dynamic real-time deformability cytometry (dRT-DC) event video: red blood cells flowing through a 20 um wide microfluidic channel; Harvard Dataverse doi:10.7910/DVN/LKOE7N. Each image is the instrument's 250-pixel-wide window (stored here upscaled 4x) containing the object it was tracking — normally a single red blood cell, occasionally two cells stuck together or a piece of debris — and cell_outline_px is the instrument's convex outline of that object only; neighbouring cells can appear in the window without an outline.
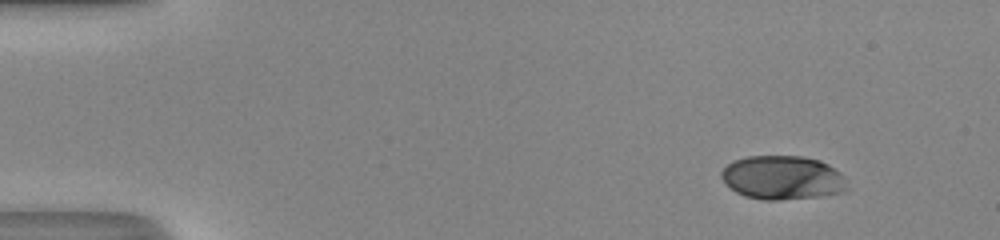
{"species": "human", "species_latin": "Homo sapiens", "temperature_condition": "room temperature", "stored_images_in_passage": 46, "camera_frame_rate_fps": 3000, "um_per_image_px": 0.085, "donor": {"sex": "male"}, "frame": {"image": 1, "passage_image": 1, "time_ms": 0.0, "image_size_px": [1000, 240], "cell_outline_px": [[848, 188], [844, 192], [820, 196], [780, 200], [764, 200], [744, 196], [736, 192], [720, 176], [720, 172], [732, 160], [748, 156], [804, 156], [820, 160], [828, 164], [840, 172], [844, 176]], "centroid_in_image_um": [66.53, 15.09], "position_along_channel_um": 18.5, "area_um2": 32.31}}
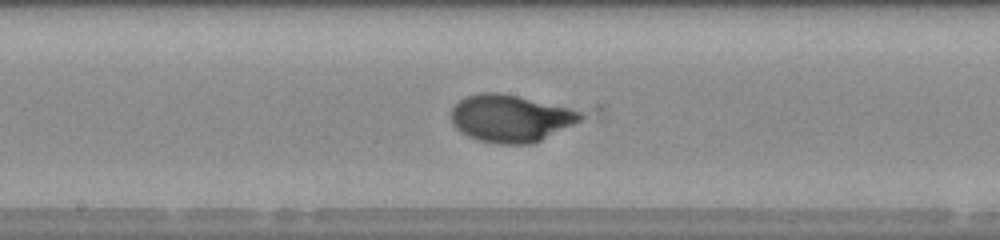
{"frame": {"image": 2, "passage_image": 23, "time_ms": 7.333, "image_size_px": [1000, 240], "cell_outline_px": [[584, 116], [580, 120], [532, 144], [496, 144], [480, 140], [468, 136], [460, 132], [452, 124], [452, 108], [464, 96], [480, 92], [500, 92], [568, 108], [580, 112]], "centroid_in_image_um": [43.33, 10.05], "position_along_channel_um": 204.9, "area_um2": 35.2}}
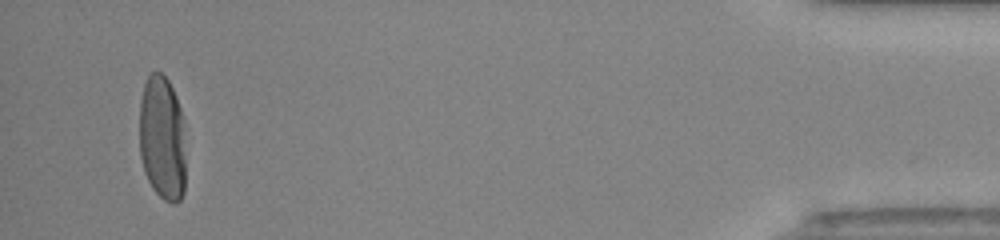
{"frame": {"image": 3, "passage_image": 44, "time_ms": 14.333, "image_size_px": [1000, 240], "cell_outline_px": [[184, 192], [180, 200], [176, 204], [172, 204], [164, 200], [152, 188], [144, 172], [140, 156], [140, 100], [144, 84], [148, 76], [152, 72], [160, 72], [168, 80], [176, 96], [184, 120]], "centroid_in_image_um": [13.79, 11.76], "position_along_channel_um": 421.4, "area_um2": 34.04}, "authors_computed_cell_mechanics": {"area_um2": 34.5066, "velocity_mm_per_s": 4.1918, "shape_relaxation_time_tau1_ms": 3.0104, "shape_relaxation_time_tau2_ms": null, "deformation_change_tau1": 0.2021, "deformation_change_tau2": null}}